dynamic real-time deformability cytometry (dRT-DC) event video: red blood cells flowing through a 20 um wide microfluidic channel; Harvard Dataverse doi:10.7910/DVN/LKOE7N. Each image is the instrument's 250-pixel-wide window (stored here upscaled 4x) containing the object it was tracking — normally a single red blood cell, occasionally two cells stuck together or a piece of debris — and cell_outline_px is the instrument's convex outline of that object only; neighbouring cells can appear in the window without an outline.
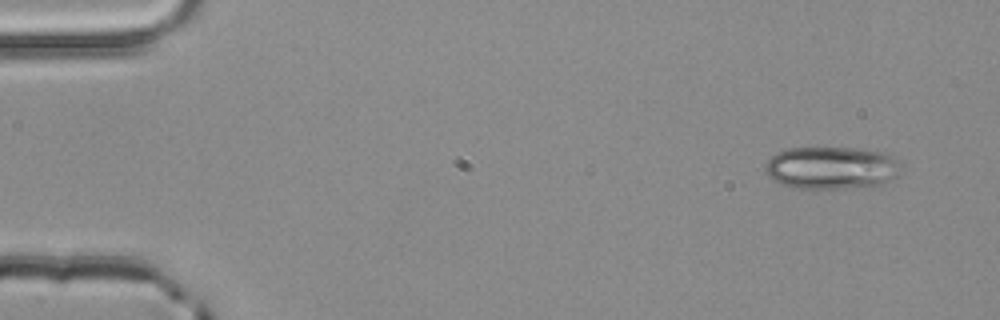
{"species": "common noctule bat (a hibernating species)", "species_latin": "Nyctalus noctula", "temperature_condition": "room temperature", "stored_images_in_passage": 4, "camera_frame_rate_fps": 3000, "um_per_image_px": 0.085, "animal": {"sex": "male", "body_mass_g": 20.4}, "frame": {"image": 1, "passage_image": 1, "time_ms": 0.0, "image_size_px": [1000, 320], "cell_outline_px": [[900, 172], [896, 176], [884, 184], [876, 188], [796, 188], [780, 184], [772, 180], [768, 176], [764, 168], [764, 164], [776, 152], [788, 148], [864, 148], [888, 152], [896, 156], [900, 164]], "centroid_in_image_um": [70.74, 14.27], "position_along_channel_um": 14.3, "area_um2": 34.68}}